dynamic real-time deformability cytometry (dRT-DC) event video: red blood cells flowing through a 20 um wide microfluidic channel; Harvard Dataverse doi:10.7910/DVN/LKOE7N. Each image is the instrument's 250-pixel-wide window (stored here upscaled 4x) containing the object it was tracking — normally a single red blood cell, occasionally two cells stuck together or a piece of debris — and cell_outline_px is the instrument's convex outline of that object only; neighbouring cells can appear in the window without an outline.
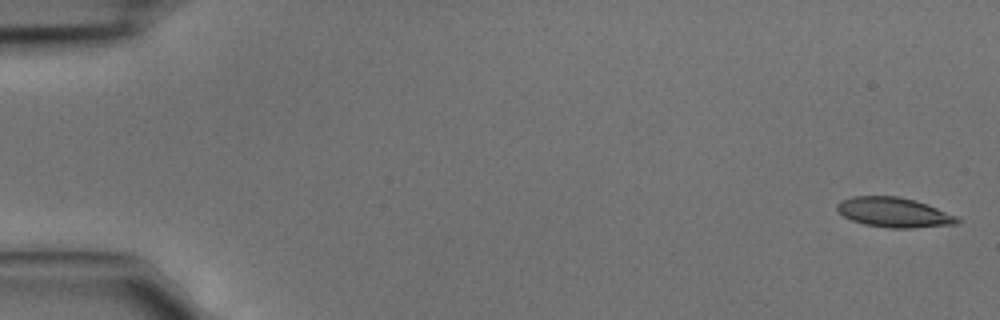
{"species": "common noctule bat (a hibernating species)", "species_latin": "Nyctalus noctula", "temperature_condition": "cold", "stored_images_in_passage": 4, "camera_frame_rate_fps": 3000, "um_per_image_px": 0.085, "animal": {"sex": "male", "body_mass_g": 15.6}, "frame": {"image": 1, "passage_image": 1, "time_ms": 0.0, "image_size_px": [1000, 320], "cell_outline_px": [[964, 220], [956, 224], [912, 228], [888, 228], [864, 224], [852, 220], [844, 216], [836, 208], [836, 204], [852, 196], [896, 196], [916, 200], [928, 204], [956, 216]], "centroid_in_image_um": [76.02, 18.05], "position_along_channel_um": 9.0, "area_um2": 20.87}}